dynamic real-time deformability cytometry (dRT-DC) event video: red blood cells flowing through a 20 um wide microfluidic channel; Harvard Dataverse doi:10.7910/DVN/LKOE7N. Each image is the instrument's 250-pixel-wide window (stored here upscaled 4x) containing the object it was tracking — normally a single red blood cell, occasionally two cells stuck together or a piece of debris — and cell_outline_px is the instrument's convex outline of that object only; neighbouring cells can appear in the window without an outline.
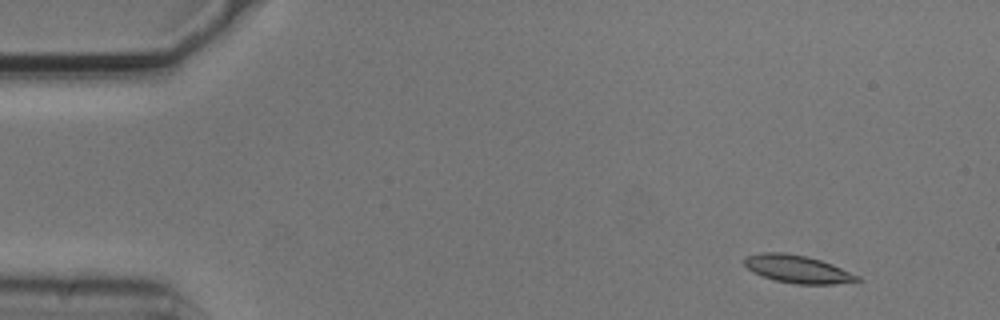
{"species": "common noctule bat (a hibernating species)", "species_latin": "Nyctalus noctula", "temperature_condition": "cold", "stored_images_in_passage": 6, "camera_frame_rate_fps": 3000, "um_per_image_px": 0.085, "animal": {"sex": "male", "body_mass_g": 20.5, "forearm_length_mm": 52.5}, "frame": {"image": 1, "passage_image": 2, "time_ms": 0.333, "image_size_px": [1000, 320], "cell_outline_px": [[864, 280], [832, 284], [796, 284], [776, 280], [752, 272], [744, 264], [744, 256], [760, 252], [784, 252], [808, 256], [832, 264], [860, 276]], "centroid_in_image_um": [67.79, 22.86], "position_along_channel_um": 17.2, "area_um2": 18.32}}
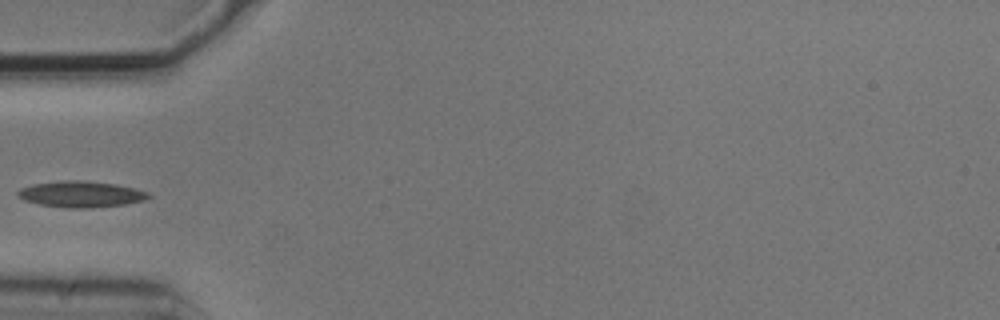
{"frame": {"image": 2, "passage_image": 5, "time_ms": 1.333, "image_size_px": [1000, 320], "cell_outline_px": [[152, 196], [144, 200], [124, 204], [92, 208], [64, 208], [40, 204], [24, 200], [16, 196], [16, 192], [20, 188], [32, 184], [60, 180], [80, 180], [116, 184], [136, 188], [148, 192]], "centroid_in_image_um": [6.86, 16.5], "position_along_channel_um": 78.1, "area_um2": 20.11}}